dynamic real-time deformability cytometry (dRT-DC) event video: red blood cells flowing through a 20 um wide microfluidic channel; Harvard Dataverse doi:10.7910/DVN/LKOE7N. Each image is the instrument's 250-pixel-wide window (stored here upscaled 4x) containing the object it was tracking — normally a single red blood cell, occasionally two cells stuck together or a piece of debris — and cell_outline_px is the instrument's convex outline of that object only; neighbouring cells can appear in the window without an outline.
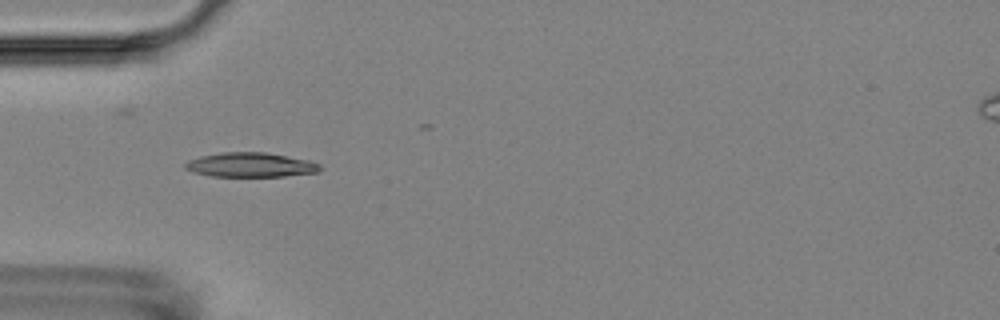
{"species": "Egyptian fruit bat (a non-hibernating species)", "species_latin": "Rousettus aegyptiacus", "temperature_condition": "room temperature", "stored_images_in_passage": 14, "camera_frame_rate_fps": 3000, "um_per_image_px": 0.085, "animal": {"sex": "female"}, "frame": {"image": 1, "passage_image": 4, "time_ms": 4.333, "image_size_px": [1000, 320], "cell_outline_px": [[320, 172], [284, 176], [212, 176], [192, 172], [184, 168], [184, 164], [188, 160], [200, 156], [224, 152], [264, 152], [308, 160], [320, 164]], "centroid_in_image_um": [21.27, 14.01], "position_along_channel_um": 63.7, "area_um2": 19.13}}
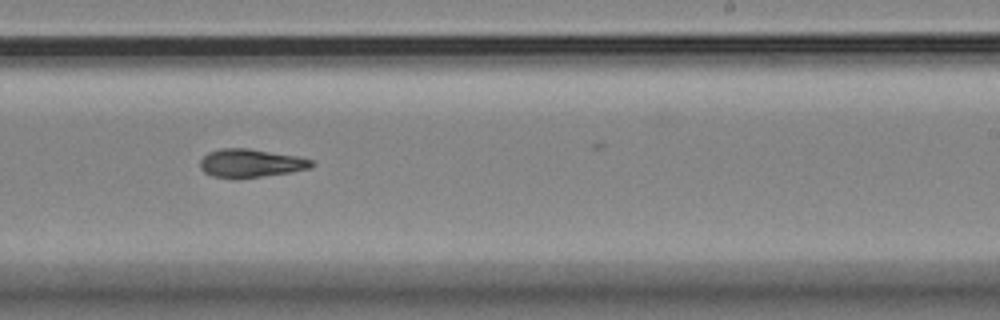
{"frame": {"image": 2, "passage_image": 9, "time_ms": 10.0, "image_size_px": [1000, 320], "cell_outline_px": [[316, 164], [312, 168], [292, 172], [236, 180], [212, 176], [204, 172], [200, 168], [200, 160], [208, 152], [220, 148], [248, 148], [296, 156], [312, 160]], "centroid_in_image_um": [21.3, 13.89], "position_along_channel_um": 267.7, "area_um2": 18.79}}
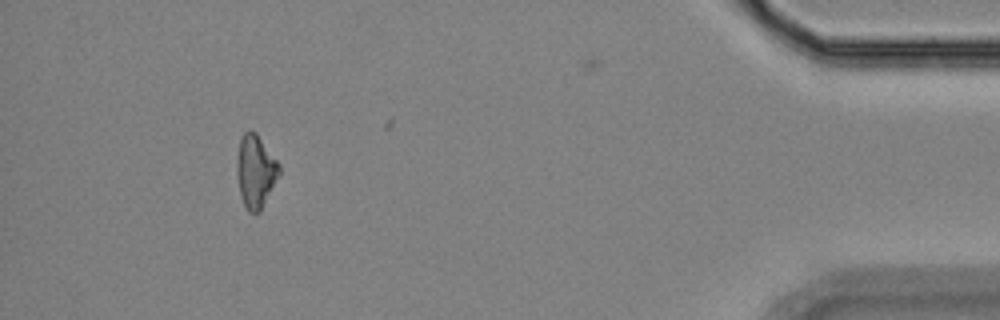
{"frame": {"image": 3, "passage_image": 13, "time_ms": 15.667, "image_size_px": [1000, 320], "cell_outline_px": [[280, 176], [260, 212], [248, 212], [240, 196], [236, 172], [236, 164], [240, 140], [244, 132], [256, 132], [280, 164]], "centroid_in_image_um": [21.74, 14.59], "position_along_channel_um": 413.5, "area_um2": 18.09}, "authors_computed_cell_mechanics": {"area_um2": 18.1781, "velocity_mm_per_s": 3.6093, "shape_relaxation_time_tau1_ms": 4.5351, "shape_relaxation_time_tau2_ms": null, "deformation_change_tau1": 0.0986, "deformation_change_tau2": null}}